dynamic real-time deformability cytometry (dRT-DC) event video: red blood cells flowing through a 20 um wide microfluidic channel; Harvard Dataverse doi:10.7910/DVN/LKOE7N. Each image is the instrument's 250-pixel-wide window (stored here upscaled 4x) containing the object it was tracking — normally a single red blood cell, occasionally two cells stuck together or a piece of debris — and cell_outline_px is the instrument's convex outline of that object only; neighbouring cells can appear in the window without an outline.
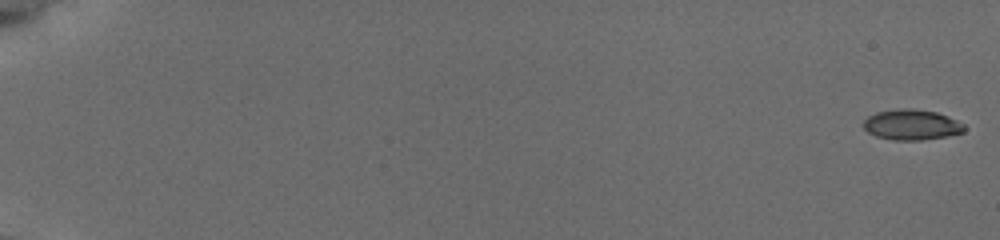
{"species": "common noctule bat (a hibernating species)", "species_latin": "Nyctalus noctula", "temperature_condition": "cold", "stored_images_in_passage": 39, "camera_frame_rate_fps": 3000, "um_per_image_px": 0.085, "animal": {"sex": "female", "body_mass_g": 19.5, "forearm_length_mm": 54.1}, "frame": {"image": 1, "passage_image": 1, "time_ms": 0.0, "image_size_px": [1000, 240], "cell_outline_px": [[964, 132], [944, 136], [920, 140], [892, 140], [876, 136], [868, 132], [864, 128], [864, 120], [868, 116], [876, 112], [908, 108], [912, 108], [936, 112], [948, 116], [964, 124]], "centroid_in_image_um": [77.47, 10.6], "position_along_channel_um": 7.5, "area_um2": 17.69}}
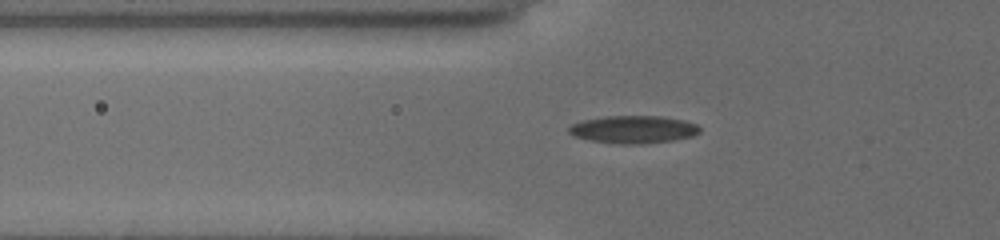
{"frame": {"image": 2, "passage_image": 32, "time_ms": 7.0, "image_size_px": [1000, 240], "cell_outline_px": [[700, 132], [692, 136], [672, 140], [592, 140], [576, 136], [568, 132], [568, 128], [572, 124], [584, 120], [608, 116], [664, 116], [684, 120], [696, 124], [700, 128]], "centroid_in_image_um": [53.89, 10.92], "position_along_channel_um": 71.9, "area_um2": 19.42}}
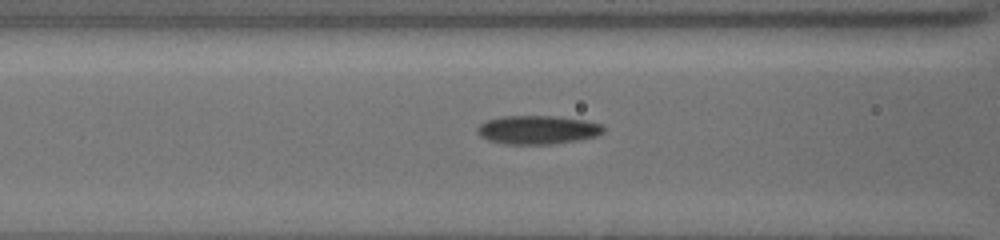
{"frame": {"image": 3, "passage_image": 38, "time_ms": 8.333, "image_size_px": [1000, 240], "cell_outline_px": [[604, 128], [596, 136], [576, 140], [548, 144], [508, 144], [488, 140], [480, 136], [480, 124], [488, 120], [504, 116], [556, 116], [584, 120], [600, 124]], "centroid_in_image_um": [45.7, 11.03], "position_along_channel_um": 120.9, "area_um2": 20.52}}